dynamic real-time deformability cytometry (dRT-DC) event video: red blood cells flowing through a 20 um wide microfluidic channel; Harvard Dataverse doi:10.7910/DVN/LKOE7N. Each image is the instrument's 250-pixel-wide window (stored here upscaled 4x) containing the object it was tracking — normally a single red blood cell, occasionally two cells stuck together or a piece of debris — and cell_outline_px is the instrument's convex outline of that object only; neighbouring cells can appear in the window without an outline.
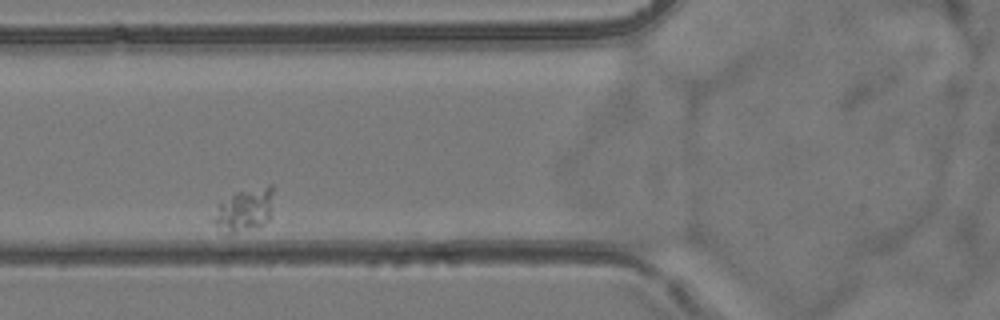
{"species": "common noctule bat (a hibernating species)", "species_latin": "Nyctalus noctula", "temperature_condition": "room temperature", "stored_images_in_passage": 7, "camera_frame_rate_fps": 3000, "um_per_image_px": 0.085, "animal": {"sex": "female", "body_mass_g": 24.6, "forearm_length_mm": 56.2}, "frame": {"image": 1, "passage_image": 7, "time_ms": 7.0, "image_size_px": [1000, 320], "cell_outline_px": [[272, 192], [268, 220], [260, 224], [228, 236], [224, 236], [220, 232], [212, 220], [212, 216], [220, 204], [236, 192], [268, 184], [272, 184]], "centroid_in_image_um": [20.71, 17.87], "position_along_channel_um": 105.1, "area_um2": 14.8}}